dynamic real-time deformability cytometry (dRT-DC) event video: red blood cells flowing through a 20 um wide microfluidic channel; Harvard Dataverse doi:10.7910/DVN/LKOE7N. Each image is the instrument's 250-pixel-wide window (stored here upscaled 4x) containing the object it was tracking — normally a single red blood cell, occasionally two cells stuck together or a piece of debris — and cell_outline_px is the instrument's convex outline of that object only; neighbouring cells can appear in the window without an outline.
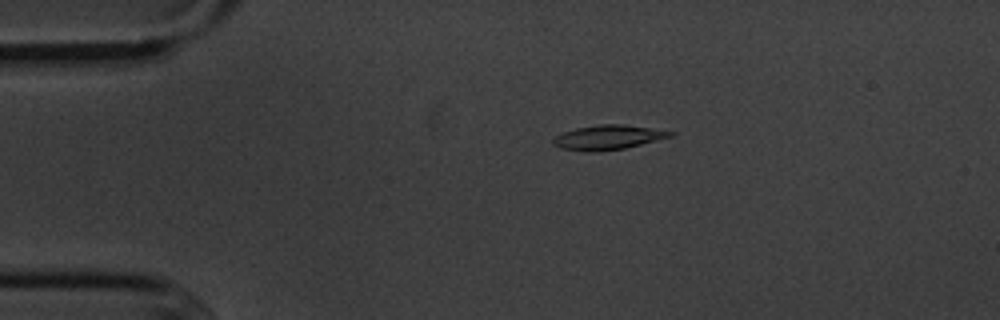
{"species": "common noctule bat (a hibernating species)", "species_latin": "Nyctalus noctula", "temperature_condition": "cold", "stored_images_in_passage": 5, "camera_frame_rate_fps": 3000, "um_per_image_px": 0.085, "animal": {"sex": "male", "body_mass_g": 20.1, "forearm_length_mm": 53.5}, "frame": {"image": 1, "passage_image": 3, "time_ms": 2.0, "image_size_px": [1000, 320], "cell_outline_px": [[676, 132], [672, 136], [624, 148], [596, 152], [588, 152], [560, 148], [552, 144], [552, 140], [556, 136], [564, 132], [576, 128], [596, 124], [624, 124]], "centroid_in_image_um": [51.64, 11.67], "position_along_channel_um": 33.4, "area_um2": 16.65}}